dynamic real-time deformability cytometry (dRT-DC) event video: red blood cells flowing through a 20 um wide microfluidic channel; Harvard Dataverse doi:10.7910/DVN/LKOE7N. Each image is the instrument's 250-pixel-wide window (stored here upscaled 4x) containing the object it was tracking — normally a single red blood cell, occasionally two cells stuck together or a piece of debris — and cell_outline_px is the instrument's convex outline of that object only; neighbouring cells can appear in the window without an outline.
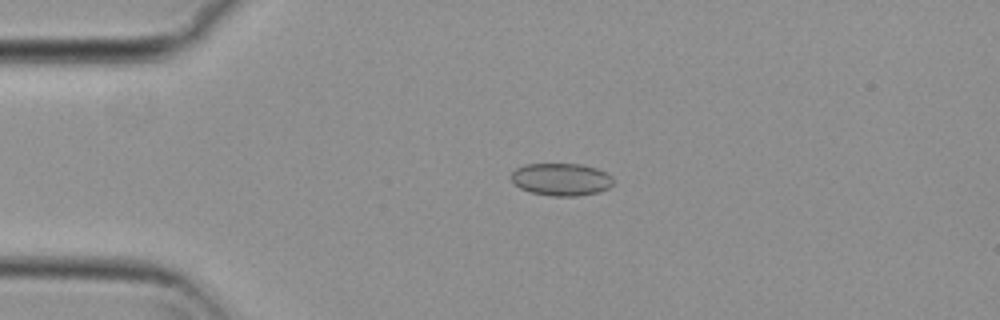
{"species": "common noctule bat (a hibernating species)", "species_latin": "Nyctalus noctula", "temperature_condition": "cold", "stored_images_in_passage": 49, "camera_frame_rate_fps": 3000, "um_per_image_px": 0.085, "animal": {"sex": "female", "body_mass_g": 29.2, "forearm_length_mm": 56.3}, "frame": {"image": 1, "passage_image": 7, "time_ms": 2.0, "image_size_px": [1000, 320], "cell_outline_px": [[612, 184], [608, 188], [600, 192], [576, 196], [552, 196], [532, 192], [520, 188], [508, 176], [516, 168], [524, 164], [580, 164], [596, 168], [612, 176]], "centroid_in_image_um": [47.68, 15.24], "position_along_channel_um": 37.3, "area_um2": 19.31}}
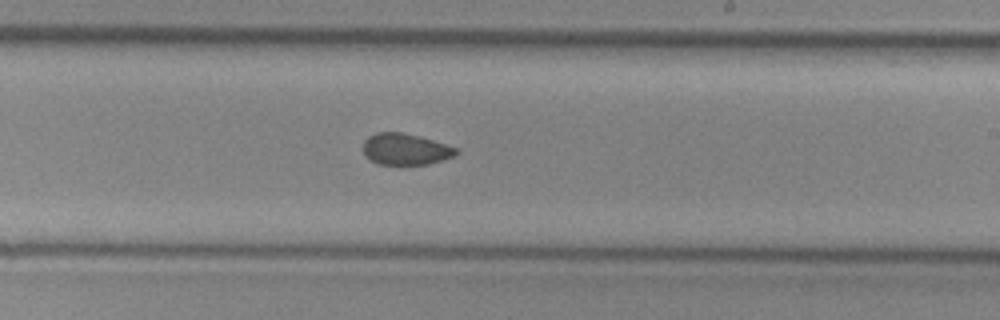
{"frame": {"image": 2, "passage_image": 27, "time_ms": 8.667, "image_size_px": [1000, 320], "cell_outline_px": [[460, 152], [456, 156], [428, 164], [400, 168], [376, 164], [364, 156], [364, 140], [368, 136], [376, 132], [400, 132], [420, 136], [456, 148]], "centroid_in_image_um": [34.43, 12.74], "position_along_channel_um": 254.6, "area_um2": 17.8}}
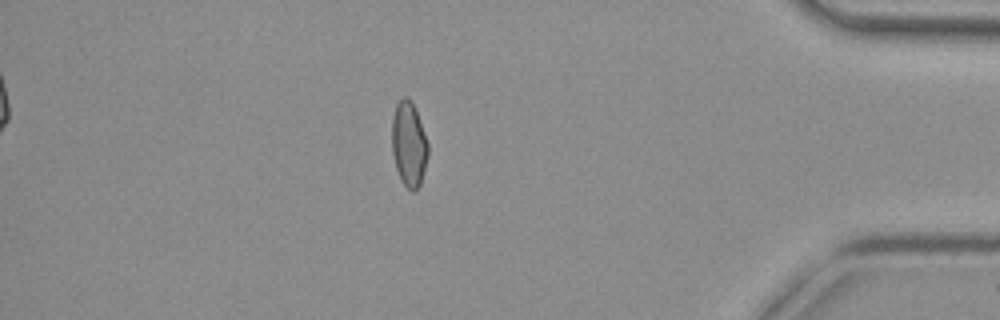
{"frame": {"image": 3, "passage_image": 42, "time_ms": 13.667, "image_size_px": [1000, 320], "cell_outline_px": [[428, 156], [420, 184], [412, 192], [400, 180], [396, 168], [392, 152], [392, 116], [396, 104], [404, 96], [408, 96], [412, 100], [428, 144]], "centroid_in_image_um": [34.74, 12.23], "position_along_channel_um": 400.5, "area_um2": 17.8}, "authors_computed_cell_mechanics": {"area_um2": 18.0914, "velocity_mm_per_s": 3.7584, "shape_relaxation_time_tau1_ms": null, "shape_relaxation_time_tau2_ms": 2.6531, "deformation_change_tau1": null, "deformation_change_tau2": 0.0503}}